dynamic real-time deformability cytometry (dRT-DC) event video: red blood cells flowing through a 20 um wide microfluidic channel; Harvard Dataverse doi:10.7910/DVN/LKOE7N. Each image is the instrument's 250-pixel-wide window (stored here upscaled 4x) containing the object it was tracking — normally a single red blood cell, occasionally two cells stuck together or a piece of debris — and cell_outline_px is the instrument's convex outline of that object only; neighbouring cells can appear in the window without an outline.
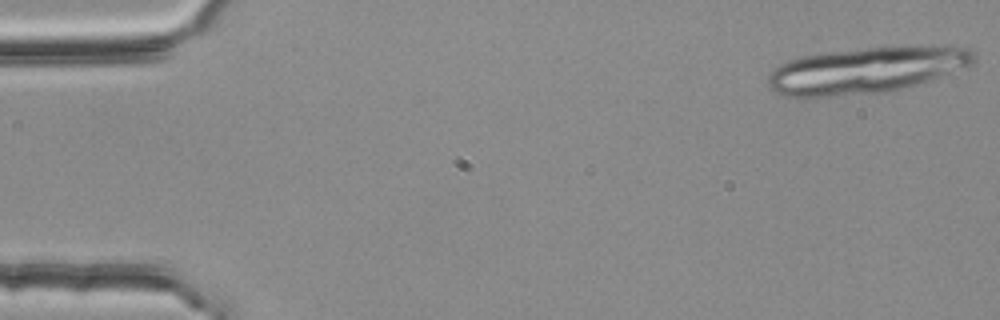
{"species": "common noctule bat (a hibernating species)", "species_latin": "Nyctalus noctula", "temperature_condition": "room temperature", "stored_images_in_passage": 20, "camera_frame_rate_fps": 3000, "um_per_image_px": 0.085, "animal": {"sex": "female", "body_mass_g": 25.1}, "frame": {"image": 1, "passage_image": 1, "time_ms": 0.0, "image_size_px": [1000, 320], "cell_outline_px": [[976, 60], [972, 64], [916, 84], [888, 92], [800, 100], [784, 96], [776, 92], [768, 84], [768, 76], [780, 64], [788, 60], [804, 56], [828, 52], [868, 48], [968, 48], [976, 56]], "centroid_in_image_um": [73.45, 6.04], "position_along_channel_um": 11.5, "area_um2": 54.56}}